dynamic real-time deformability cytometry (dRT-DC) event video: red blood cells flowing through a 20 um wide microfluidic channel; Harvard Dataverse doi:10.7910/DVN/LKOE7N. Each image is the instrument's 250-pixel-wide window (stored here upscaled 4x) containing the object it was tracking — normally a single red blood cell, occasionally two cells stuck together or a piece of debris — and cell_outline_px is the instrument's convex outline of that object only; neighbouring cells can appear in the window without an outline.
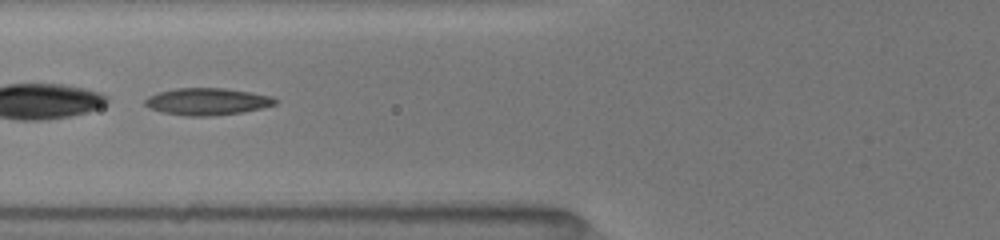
{"species": "common noctule bat (a hibernating species)", "species_latin": "Nyctalus noctula", "temperature_condition": "room temperature", "stored_images_in_passage": 16, "camera_frame_rate_fps": 3000, "um_per_image_px": 0.085, "animal": {"sex": "female", "body_mass_g": 19.5, "forearm_length_mm": 54.1}, "frame": {"image": 1, "passage_image": 14, "time_ms": 6.667, "image_size_px": [1000, 240], "cell_outline_px": [[276, 104], [244, 112], [212, 116], [184, 116], [164, 112], [152, 108], [144, 104], [144, 100], [148, 96], [160, 92], [176, 88], [224, 88], [252, 92], [272, 96], [276, 100]], "centroid_in_image_um": [17.63, 8.63], "position_along_channel_um": 108.2, "area_um2": 20.4}}